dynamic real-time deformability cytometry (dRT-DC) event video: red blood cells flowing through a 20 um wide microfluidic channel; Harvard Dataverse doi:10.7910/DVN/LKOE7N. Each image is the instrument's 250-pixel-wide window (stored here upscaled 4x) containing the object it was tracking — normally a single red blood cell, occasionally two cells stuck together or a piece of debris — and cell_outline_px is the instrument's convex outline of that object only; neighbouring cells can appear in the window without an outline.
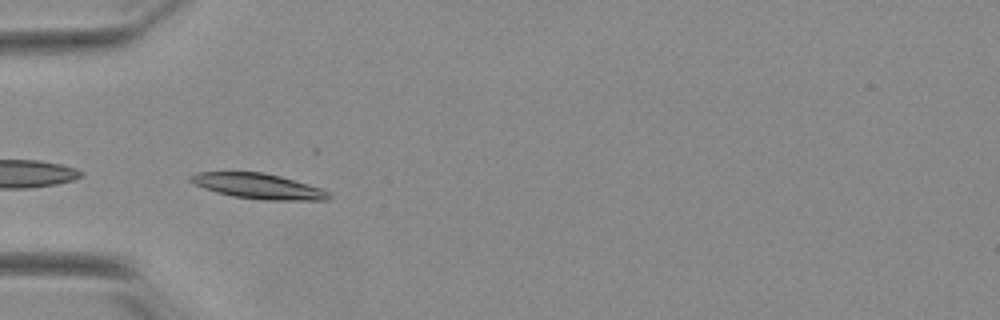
{"species": "Egyptian fruit bat (a non-hibernating species)", "species_latin": "Rousettus aegyptiacus", "temperature_condition": "warm", "stored_images_in_passage": 19, "camera_frame_rate_fps": 3000, "um_per_image_px": 0.085, "animal": {"sex": "female"}, "frame": {"image": 1, "passage_image": 1, "time_ms": 0.0, "image_size_px": [1000, 320], "cell_outline_px": [[332, 196], [328, 200], [264, 200], [232, 196], [216, 192], [192, 184], [188, 180], [188, 176], [196, 172], [264, 172], [280, 176], [308, 184], [320, 188], [328, 192]], "centroid_in_image_um": [21.91, 15.82], "position_along_channel_um": 63.1, "area_um2": 20.46}}
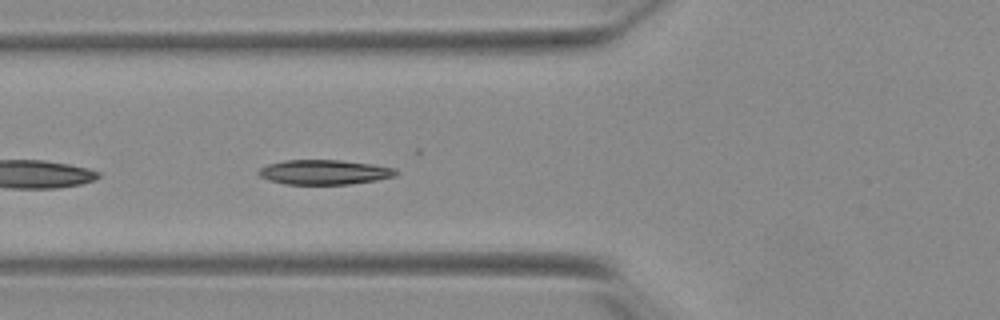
{"frame": {"image": 2, "passage_image": 4, "time_ms": 1.0, "image_size_px": [1000, 320], "cell_outline_px": [[400, 172], [396, 176], [376, 180], [348, 184], [284, 184], [268, 180], [260, 176], [256, 172], [260, 168], [268, 164], [284, 160], [340, 160], [372, 164], [396, 168]], "centroid_in_image_um": [27.57, 14.63], "position_along_channel_um": 98.2, "area_um2": 19.88}}
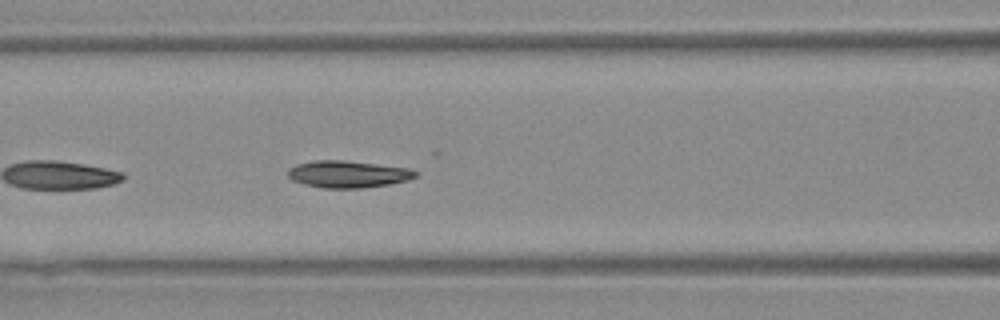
{"frame": {"image": 3, "passage_image": 7, "time_ms": 2.0, "image_size_px": [1000, 320], "cell_outline_px": [[420, 172], [416, 176], [408, 180], [388, 184], [364, 188], [324, 188], [304, 184], [292, 180], [288, 176], [288, 168], [296, 164], [312, 160], [344, 160], [408, 168]], "centroid_in_image_um": [29.56, 14.8], "position_along_channel_um": 137.0, "area_um2": 20.11}}